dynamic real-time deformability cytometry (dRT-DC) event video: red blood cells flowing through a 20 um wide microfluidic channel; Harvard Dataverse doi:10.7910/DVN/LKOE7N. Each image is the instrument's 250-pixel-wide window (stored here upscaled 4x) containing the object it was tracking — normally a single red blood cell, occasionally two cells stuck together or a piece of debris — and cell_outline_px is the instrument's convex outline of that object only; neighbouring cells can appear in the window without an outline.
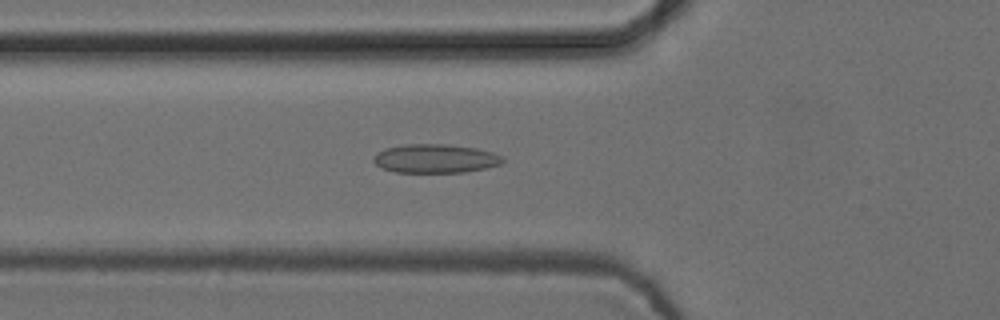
{"species": "common noctule bat (a hibernating species)", "species_latin": "Nyctalus noctula", "temperature_condition": "cold", "stored_images_in_passage": 49, "camera_frame_rate_fps": 3000, "um_per_image_px": 0.085, "animal": {"sex": "female", "body_mass_g": 24.6, "forearm_length_mm": 56.2}, "frame": {"image": 1, "passage_image": 20, "time_ms": 6.333, "image_size_px": [1000, 320], "cell_outline_px": [[504, 160], [500, 164], [484, 168], [464, 172], [396, 172], [380, 168], [372, 160], [376, 152], [384, 148], [400, 144], [444, 144], [476, 148], [492, 152], [500, 156]], "centroid_in_image_um": [36.92, 13.47], "position_along_channel_um": 88.9, "area_um2": 21.68}}
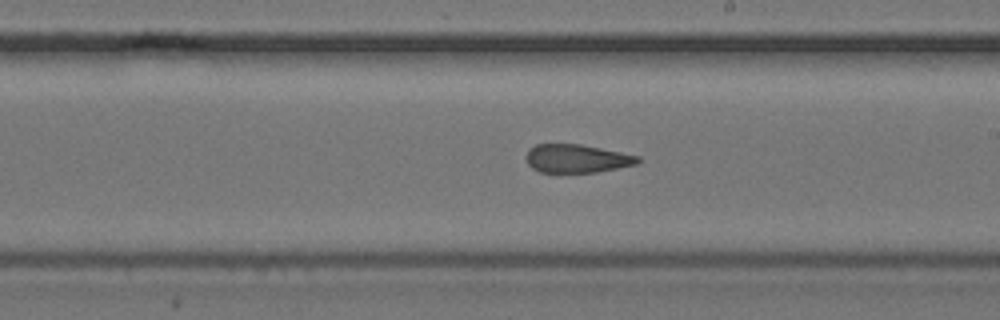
{"frame": {"image": 2, "passage_image": 32, "time_ms": 10.333, "image_size_px": [1000, 320], "cell_outline_px": [[640, 160], [636, 164], [596, 172], [540, 172], [532, 168], [528, 164], [528, 148], [536, 144], [580, 144], [640, 156]], "centroid_in_image_um": [49.02, 13.47], "position_along_channel_um": 240.0, "area_um2": 18.21}}
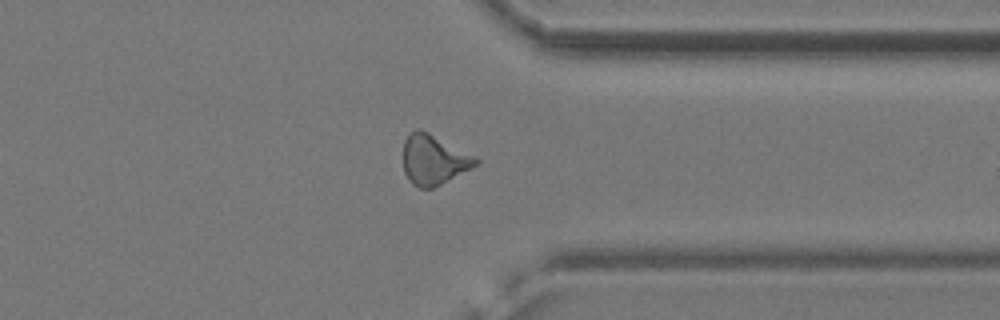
{"frame": {"image": 3, "passage_image": 43, "time_ms": 14.0, "image_size_px": [1000, 320], "cell_outline_px": [[480, 164], [432, 188], [420, 188], [412, 184], [408, 180], [404, 172], [404, 140], [416, 128], [420, 128], [476, 156], [480, 160]], "centroid_in_image_um": [36.88, 13.57], "position_along_channel_um": 374.5, "area_um2": 21.1}}